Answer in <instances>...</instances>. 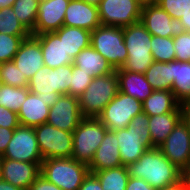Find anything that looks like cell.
Segmentation results:
<instances>
[{
  "mask_svg": "<svg viewBox=\"0 0 190 190\" xmlns=\"http://www.w3.org/2000/svg\"><path fill=\"white\" fill-rule=\"evenodd\" d=\"M126 167L130 177L141 178L155 189L181 181L182 171L158 147L149 148L136 162Z\"/></svg>",
  "mask_w": 190,
  "mask_h": 190,
  "instance_id": "1",
  "label": "cell"
},
{
  "mask_svg": "<svg viewBox=\"0 0 190 190\" xmlns=\"http://www.w3.org/2000/svg\"><path fill=\"white\" fill-rule=\"evenodd\" d=\"M148 124L149 116L141 112L132 118L126 128L114 130L123 166L136 162L149 148H155Z\"/></svg>",
  "mask_w": 190,
  "mask_h": 190,
  "instance_id": "2",
  "label": "cell"
},
{
  "mask_svg": "<svg viewBox=\"0 0 190 190\" xmlns=\"http://www.w3.org/2000/svg\"><path fill=\"white\" fill-rule=\"evenodd\" d=\"M123 36L128 58L121 69L144 74L147 68L154 62L151 53L152 35L139 21L123 27Z\"/></svg>",
  "mask_w": 190,
  "mask_h": 190,
  "instance_id": "3",
  "label": "cell"
},
{
  "mask_svg": "<svg viewBox=\"0 0 190 190\" xmlns=\"http://www.w3.org/2000/svg\"><path fill=\"white\" fill-rule=\"evenodd\" d=\"M72 76V64L55 69L43 66L29 80L28 88L31 93L42 97L51 107L60 95L68 94Z\"/></svg>",
  "mask_w": 190,
  "mask_h": 190,
  "instance_id": "4",
  "label": "cell"
},
{
  "mask_svg": "<svg viewBox=\"0 0 190 190\" xmlns=\"http://www.w3.org/2000/svg\"><path fill=\"white\" fill-rule=\"evenodd\" d=\"M89 172L88 165L71 157L43 160L40 174L61 190H78Z\"/></svg>",
  "mask_w": 190,
  "mask_h": 190,
  "instance_id": "5",
  "label": "cell"
},
{
  "mask_svg": "<svg viewBox=\"0 0 190 190\" xmlns=\"http://www.w3.org/2000/svg\"><path fill=\"white\" fill-rule=\"evenodd\" d=\"M119 91L116 71L94 77L84 93L78 97L82 117H95L102 113L104 107L117 95Z\"/></svg>",
  "mask_w": 190,
  "mask_h": 190,
  "instance_id": "6",
  "label": "cell"
},
{
  "mask_svg": "<svg viewBox=\"0 0 190 190\" xmlns=\"http://www.w3.org/2000/svg\"><path fill=\"white\" fill-rule=\"evenodd\" d=\"M107 131L106 126L98 118L83 117L73 131L71 157L89 166Z\"/></svg>",
  "mask_w": 190,
  "mask_h": 190,
  "instance_id": "7",
  "label": "cell"
},
{
  "mask_svg": "<svg viewBox=\"0 0 190 190\" xmlns=\"http://www.w3.org/2000/svg\"><path fill=\"white\" fill-rule=\"evenodd\" d=\"M90 45L116 70L127 61L123 27L99 25L91 31Z\"/></svg>",
  "mask_w": 190,
  "mask_h": 190,
  "instance_id": "8",
  "label": "cell"
},
{
  "mask_svg": "<svg viewBox=\"0 0 190 190\" xmlns=\"http://www.w3.org/2000/svg\"><path fill=\"white\" fill-rule=\"evenodd\" d=\"M143 112L142 102L118 91L117 95L104 107L98 119L108 130L124 129L132 118Z\"/></svg>",
  "mask_w": 190,
  "mask_h": 190,
  "instance_id": "9",
  "label": "cell"
},
{
  "mask_svg": "<svg viewBox=\"0 0 190 190\" xmlns=\"http://www.w3.org/2000/svg\"><path fill=\"white\" fill-rule=\"evenodd\" d=\"M34 130L43 160L71 158L73 152V132L61 130L48 123L34 127Z\"/></svg>",
  "mask_w": 190,
  "mask_h": 190,
  "instance_id": "10",
  "label": "cell"
},
{
  "mask_svg": "<svg viewBox=\"0 0 190 190\" xmlns=\"http://www.w3.org/2000/svg\"><path fill=\"white\" fill-rule=\"evenodd\" d=\"M139 0H102L98 6L101 25L126 27L141 19Z\"/></svg>",
  "mask_w": 190,
  "mask_h": 190,
  "instance_id": "11",
  "label": "cell"
},
{
  "mask_svg": "<svg viewBox=\"0 0 190 190\" xmlns=\"http://www.w3.org/2000/svg\"><path fill=\"white\" fill-rule=\"evenodd\" d=\"M2 157L16 161L42 163L43 158L38 147L34 128L19 125L14 129L12 139Z\"/></svg>",
  "mask_w": 190,
  "mask_h": 190,
  "instance_id": "12",
  "label": "cell"
},
{
  "mask_svg": "<svg viewBox=\"0 0 190 190\" xmlns=\"http://www.w3.org/2000/svg\"><path fill=\"white\" fill-rule=\"evenodd\" d=\"M140 22L151 35L174 37L186 32L180 20L173 19L156 2L143 4Z\"/></svg>",
  "mask_w": 190,
  "mask_h": 190,
  "instance_id": "13",
  "label": "cell"
},
{
  "mask_svg": "<svg viewBox=\"0 0 190 190\" xmlns=\"http://www.w3.org/2000/svg\"><path fill=\"white\" fill-rule=\"evenodd\" d=\"M158 148L181 171L190 164V131L183 120Z\"/></svg>",
  "mask_w": 190,
  "mask_h": 190,
  "instance_id": "14",
  "label": "cell"
},
{
  "mask_svg": "<svg viewBox=\"0 0 190 190\" xmlns=\"http://www.w3.org/2000/svg\"><path fill=\"white\" fill-rule=\"evenodd\" d=\"M82 118L79 99L64 94L60 95L58 100L50 107L47 123L61 130L73 132Z\"/></svg>",
  "mask_w": 190,
  "mask_h": 190,
  "instance_id": "15",
  "label": "cell"
},
{
  "mask_svg": "<svg viewBox=\"0 0 190 190\" xmlns=\"http://www.w3.org/2000/svg\"><path fill=\"white\" fill-rule=\"evenodd\" d=\"M70 0H45L39 2L36 23L31 35L59 30L64 23Z\"/></svg>",
  "mask_w": 190,
  "mask_h": 190,
  "instance_id": "16",
  "label": "cell"
},
{
  "mask_svg": "<svg viewBox=\"0 0 190 190\" xmlns=\"http://www.w3.org/2000/svg\"><path fill=\"white\" fill-rule=\"evenodd\" d=\"M13 62L29 81L44 66L39 40L33 35L25 38L13 57Z\"/></svg>",
  "mask_w": 190,
  "mask_h": 190,
  "instance_id": "17",
  "label": "cell"
},
{
  "mask_svg": "<svg viewBox=\"0 0 190 190\" xmlns=\"http://www.w3.org/2000/svg\"><path fill=\"white\" fill-rule=\"evenodd\" d=\"M41 164L3 158L1 179L23 190H29L40 175Z\"/></svg>",
  "mask_w": 190,
  "mask_h": 190,
  "instance_id": "18",
  "label": "cell"
},
{
  "mask_svg": "<svg viewBox=\"0 0 190 190\" xmlns=\"http://www.w3.org/2000/svg\"><path fill=\"white\" fill-rule=\"evenodd\" d=\"M63 25L93 31L101 25L98 7L87 4L82 0H70Z\"/></svg>",
  "mask_w": 190,
  "mask_h": 190,
  "instance_id": "19",
  "label": "cell"
},
{
  "mask_svg": "<svg viewBox=\"0 0 190 190\" xmlns=\"http://www.w3.org/2000/svg\"><path fill=\"white\" fill-rule=\"evenodd\" d=\"M122 166L116 133L108 130L88 166L91 173Z\"/></svg>",
  "mask_w": 190,
  "mask_h": 190,
  "instance_id": "20",
  "label": "cell"
},
{
  "mask_svg": "<svg viewBox=\"0 0 190 190\" xmlns=\"http://www.w3.org/2000/svg\"><path fill=\"white\" fill-rule=\"evenodd\" d=\"M34 36L40 42L44 66L55 69L63 65L73 64L72 57L65 52L63 40H60L54 32Z\"/></svg>",
  "mask_w": 190,
  "mask_h": 190,
  "instance_id": "21",
  "label": "cell"
},
{
  "mask_svg": "<svg viewBox=\"0 0 190 190\" xmlns=\"http://www.w3.org/2000/svg\"><path fill=\"white\" fill-rule=\"evenodd\" d=\"M49 109L42 97L30 92L17 113L19 124L34 128L47 123Z\"/></svg>",
  "mask_w": 190,
  "mask_h": 190,
  "instance_id": "22",
  "label": "cell"
},
{
  "mask_svg": "<svg viewBox=\"0 0 190 190\" xmlns=\"http://www.w3.org/2000/svg\"><path fill=\"white\" fill-rule=\"evenodd\" d=\"M118 76L119 91L143 102L152 94L154 89L150 86L145 74L134 73L118 68L115 70Z\"/></svg>",
  "mask_w": 190,
  "mask_h": 190,
  "instance_id": "23",
  "label": "cell"
},
{
  "mask_svg": "<svg viewBox=\"0 0 190 190\" xmlns=\"http://www.w3.org/2000/svg\"><path fill=\"white\" fill-rule=\"evenodd\" d=\"M181 120V104L173 112L149 116L148 128L153 145L159 147Z\"/></svg>",
  "mask_w": 190,
  "mask_h": 190,
  "instance_id": "24",
  "label": "cell"
},
{
  "mask_svg": "<svg viewBox=\"0 0 190 190\" xmlns=\"http://www.w3.org/2000/svg\"><path fill=\"white\" fill-rule=\"evenodd\" d=\"M73 65L80 68L93 78L115 72L112 65L91 45L81 50V52L73 59Z\"/></svg>",
  "mask_w": 190,
  "mask_h": 190,
  "instance_id": "25",
  "label": "cell"
},
{
  "mask_svg": "<svg viewBox=\"0 0 190 190\" xmlns=\"http://www.w3.org/2000/svg\"><path fill=\"white\" fill-rule=\"evenodd\" d=\"M54 33L63 40L65 52L74 59L81 50L90 46L91 31L79 28L62 26Z\"/></svg>",
  "mask_w": 190,
  "mask_h": 190,
  "instance_id": "26",
  "label": "cell"
},
{
  "mask_svg": "<svg viewBox=\"0 0 190 190\" xmlns=\"http://www.w3.org/2000/svg\"><path fill=\"white\" fill-rule=\"evenodd\" d=\"M143 112L155 116L173 112L180 103L175 99L171 90H154L143 102Z\"/></svg>",
  "mask_w": 190,
  "mask_h": 190,
  "instance_id": "27",
  "label": "cell"
},
{
  "mask_svg": "<svg viewBox=\"0 0 190 190\" xmlns=\"http://www.w3.org/2000/svg\"><path fill=\"white\" fill-rule=\"evenodd\" d=\"M172 77L171 91L175 99L180 104L190 102V62L172 61Z\"/></svg>",
  "mask_w": 190,
  "mask_h": 190,
  "instance_id": "28",
  "label": "cell"
},
{
  "mask_svg": "<svg viewBox=\"0 0 190 190\" xmlns=\"http://www.w3.org/2000/svg\"><path fill=\"white\" fill-rule=\"evenodd\" d=\"M147 81L154 90H171L174 77H172V61H154L144 73Z\"/></svg>",
  "mask_w": 190,
  "mask_h": 190,
  "instance_id": "29",
  "label": "cell"
},
{
  "mask_svg": "<svg viewBox=\"0 0 190 190\" xmlns=\"http://www.w3.org/2000/svg\"><path fill=\"white\" fill-rule=\"evenodd\" d=\"M103 190H126L129 174L126 166L100 170L94 173Z\"/></svg>",
  "mask_w": 190,
  "mask_h": 190,
  "instance_id": "30",
  "label": "cell"
},
{
  "mask_svg": "<svg viewBox=\"0 0 190 190\" xmlns=\"http://www.w3.org/2000/svg\"><path fill=\"white\" fill-rule=\"evenodd\" d=\"M29 93L28 87L0 84V106L18 113Z\"/></svg>",
  "mask_w": 190,
  "mask_h": 190,
  "instance_id": "31",
  "label": "cell"
},
{
  "mask_svg": "<svg viewBox=\"0 0 190 190\" xmlns=\"http://www.w3.org/2000/svg\"><path fill=\"white\" fill-rule=\"evenodd\" d=\"M38 6V0H16L12 6L16 17L30 33L35 27Z\"/></svg>",
  "mask_w": 190,
  "mask_h": 190,
  "instance_id": "32",
  "label": "cell"
},
{
  "mask_svg": "<svg viewBox=\"0 0 190 190\" xmlns=\"http://www.w3.org/2000/svg\"><path fill=\"white\" fill-rule=\"evenodd\" d=\"M0 33L19 37H29L31 35L16 17L12 7L0 9Z\"/></svg>",
  "mask_w": 190,
  "mask_h": 190,
  "instance_id": "33",
  "label": "cell"
},
{
  "mask_svg": "<svg viewBox=\"0 0 190 190\" xmlns=\"http://www.w3.org/2000/svg\"><path fill=\"white\" fill-rule=\"evenodd\" d=\"M151 53L156 62L175 61V48L173 37H161L152 35Z\"/></svg>",
  "mask_w": 190,
  "mask_h": 190,
  "instance_id": "34",
  "label": "cell"
},
{
  "mask_svg": "<svg viewBox=\"0 0 190 190\" xmlns=\"http://www.w3.org/2000/svg\"><path fill=\"white\" fill-rule=\"evenodd\" d=\"M28 82L26 76L22 75L13 60L0 64V84L14 87H27Z\"/></svg>",
  "mask_w": 190,
  "mask_h": 190,
  "instance_id": "35",
  "label": "cell"
},
{
  "mask_svg": "<svg viewBox=\"0 0 190 190\" xmlns=\"http://www.w3.org/2000/svg\"><path fill=\"white\" fill-rule=\"evenodd\" d=\"M28 37L11 36L0 33V64L12 61L22 41Z\"/></svg>",
  "mask_w": 190,
  "mask_h": 190,
  "instance_id": "36",
  "label": "cell"
},
{
  "mask_svg": "<svg viewBox=\"0 0 190 190\" xmlns=\"http://www.w3.org/2000/svg\"><path fill=\"white\" fill-rule=\"evenodd\" d=\"M93 77L82 71L80 68L72 64V76L69 88V95L79 97L92 82Z\"/></svg>",
  "mask_w": 190,
  "mask_h": 190,
  "instance_id": "37",
  "label": "cell"
},
{
  "mask_svg": "<svg viewBox=\"0 0 190 190\" xmlns=\"http://www.w3.org/2000/svg\"><path fill=\"white\" fill-rule=\"evenodd\" d=\"M173 19H180L190 11V0H156Z\"/></svg>",
  "mask_w": 190,
  "mask_h": 190,
  "instance_id": "38",
  "label": "cell"
},
{
  "mask_svg": "<svg viewBox=\"0 0 190 190\" xmlns=\"http://www.w3.org/2000/svg\"><path fill=\"white\" fill-rule=\"evenodd\" d=\"M175 60L190 62V36L187 32L174 36Z\"/></svg>",
  "mask_w": 190,
  "mask_h": 190,
  "instance_id": "39",
  "label": "cell"
},
{
  "mask_svg": "<svg viewBox=\"0 0 190 190\" xmlns=\"http://www.w3.org/2000/svg\"><path fill=\"white\" fill-rule=\"evenodd\" d=\"M18 114L4 106H0V127L16 129L19 126Z\"/></svg>",
  "mask_w": 190,
  "mask_h": 190,
  "instance_id": "40",
  "label": "cell"
},
{
  "mask_svg": "<svg viewBox=\"0 0 190 190\" xmlns=\"http://www.w3.org/2000/svg\"><path fill=\"white\" fill-rule=\"evenodd\" d=\"M29 190H61L52 182H49L43 175H39L30 185Z\"/></svg>",
  "mask_w": 190,
  "mask_h": 190,
  "instance_id": "41",
  "label": "cell"
},
{
  "mask_svg": "<svg viewBox=\"0 0 190 190\" xmlns=\"http://www.w3.org/2000/svg\"><path fill=\"white\" fill-rule=\"evenodd\" d=\"M78 190H103V188L101 187L100 181L96 175L89 172Z\"/></svg>",
  "mask_w": 190,
  "mask_h": 190,
  "instance_id": "42",
  "label": "cell"
},
{
  "mask_svg": "<svg viewBox=\"0 0 190 190\" xmlns=\"http://www.w3.org/2000/svg\"><path fill=\"white\" fill-rule=\"evenodd\" d=\"M126 190H157L141 178L129 177Z\"/></svg>",
  "mask_w": 190,
  "mask_h": 190,
  "instance_id": "43",
  "label": "cell"
},
{
  "mask_svg": "<svg viewBox=\"0 0 190 190\" xmlns=\"http://www.w3.org/2000/svg\"><path fill=\"white\" fill-rule=\"evenodd\" d=\"M14 130L0 127V155L2 156L7 148L8 143L12 139Z\"/></svg>",
  "mask_w": 190,
  "mask_h": 190,
  "instance_id": "44",
  "label": "cell"
},
{
  "mask_svg": "<svg viewBox=\"0 0 190 190\" xmlns=\"http://www.w3.org/2000/svg\"><path fill=\"white\" fill-rule=\"evenodd\" d=\"M182 120L190 131V102L181 104Z\"/></svg>",
  "mask_w": 190,
  "mask_h": 190,
  "instance_id": "45",
  "label": "cell"
},
{
  "mask_svg": "<svg viewBox=\"0 0 190 190\" xmlns=\"http://www.w3.org/2000/svg\"><path fill=\"white\" fill-rule=\"evenodd\" d=\"M181 180L188 190H190V164L182 171Z\"/></svg>",
  "mask_w": 190,
  "mask_h": 190,
  "instance_id": "46",
  "label": "cell"
},
{
  "mask_svg": "<svg viewBox=\"0 0 190 190\" xmlns=\"http://www.w3.org/2000/svg\"><path fill=\"white\" fill-rule=\"evenodd\" d=\"M157 190H188V189L186 188L183 181L181 180L178 183H174L172 185L165 186V187L157 189Z\"/></svg>",
  "mask_w": 190,
  "mask_h": 190,
  "instance_id": "47",
  "label": "cell"
},
{
  "mask_svg": "<svg viewBox=\"0 0 190 190\" xmlns=\"http://www.w3.org/2000/svg\"><path fill=\"white\" fill-rule=\"evenodd\" d=\"M0 190H23L20 187L14 186L3 179H0Z\"/></svg>",
  "mask_w": 190,
  "mask_h": 190,
  "instance_id": "48",
  "label": "cell"
},
{
  "mask_svg": "<svg viewBox=\"0 0 190 190\" xmlns=\"http://www.w3.org/2000/svg\"><path fill=\"white\" fill-rule=\"evenodd\" d=\"M179 20L183 24L186 31L190 29V11L185 15H182Z\"/></svg>",
  "mask_w": 190,
  "mask_h": 190,
  "instance_id": "49",
  "label": "cell"
},
{
  "mask_svg": "<svg viewBox=\"0 0 190 190\" xmlns=\"http://www.w3.org/2000/svg\"><path fill=\"white\" fill-rule=\"evenodd\" d=\"M16 0H0V9L12 7Z\"/></svg>",
  "mask_w": 190,
  "mask_h": 190,
  "instance_id": "50",
  "label": "cell"
},
{
  "mask_svg": "<svg viewBox=\"0 0 190 190\" xmlns=\"http://www.w3.org/2000/svg\"><path fill=\"white\" fill-rule=\"evenodd\" d=\"M82 1L86 2L87 4L94 5V6L98 7L102 0H82Z\"/></svg>",
  "mask_w": 190,
  "mask_h": 190,
  "instance_id": "51",
  "label": "cell"
},
{
  "mask_svg": "<svg viewBox=\"0 0 190 190\" xmlns=\"http://www.w3.org/2000/svg\"><path fill=\"white\" fill-rule=\"evenodd\" d=\"M2 165H3V157L0 155V179L2 175Z\"/></svg>",
  "mask_w": 190,
  "mask_h": 190,
  "instance_id": "52",
  "label": "cell"
},
{
  "mask_svg": "<svg viewBox=\"0 0 190 190\" xmlns=\"http://www.w3.org/2000/svg\"><path fill=\"white\" fill-rule=\"evenodd\" d=\"M142 4L145 3H154L156 0H139Z\"/></svg>",
  "mask_w": 190,
  "mask_h": 190,
  "instance_id": "53",
  "label": "cell"
}]
</instances>
